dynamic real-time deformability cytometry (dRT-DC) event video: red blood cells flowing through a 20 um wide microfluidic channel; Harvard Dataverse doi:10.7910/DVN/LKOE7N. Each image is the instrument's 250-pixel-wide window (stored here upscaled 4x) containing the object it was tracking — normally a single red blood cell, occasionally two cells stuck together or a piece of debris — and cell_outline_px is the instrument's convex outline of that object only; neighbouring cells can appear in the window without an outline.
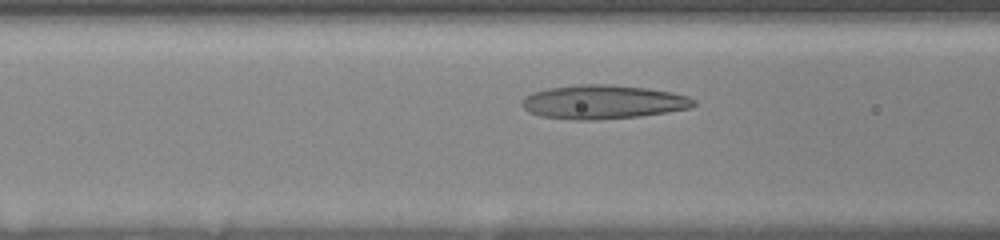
{"species": "human", "species_latin": "Homo sapiens", "temperature_condition": "room temperature", "stored_images_in_passage": 51, "camera_frame_rate_fps": 3000, "um_per_image_px": 0.085, "donor": {"sex": "female"}, "frame": {"image": 1, "passage_image": 10, "time_ms": 1.667, "image_size_px": [1000, 240], "cell_outline_px": [[696, 104], [692, 108], [668, 112], [640, 116], [596, 120], [572, 120], [540, 116], [528, 112], [520, 104], [520, 100], [524, 96], [532, 92], [548, 88], [576, 84], [608, 84], [648, 88], [672, 92], [688, 96], [696, 100]], "centroid_in_image_um": [51.24, 8.67], "position_along_channel_um": 115.4, "area_um2": 34.45}}
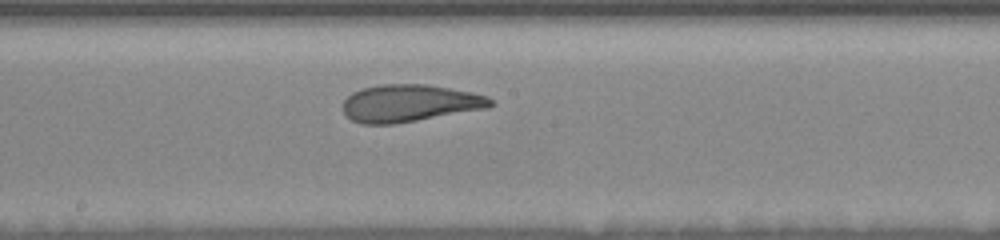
{"frame": {"image": 2, "passage_image": 34, "time_ms": 4.333, "image_size_px": [1000, 240], "cell_outline_px": [[496, 104], [488, 108], [392, 124], [360, 124], [352, 120], [344, 112], [344, 100], [352, 92], [364, 88], [380, 84], [428, 84], [472, 92], [488, 96]], "centroid_in_image_um": [34.84, 8.76], "position_along_channel_um": 213.4, "area_um2": 31.96}}
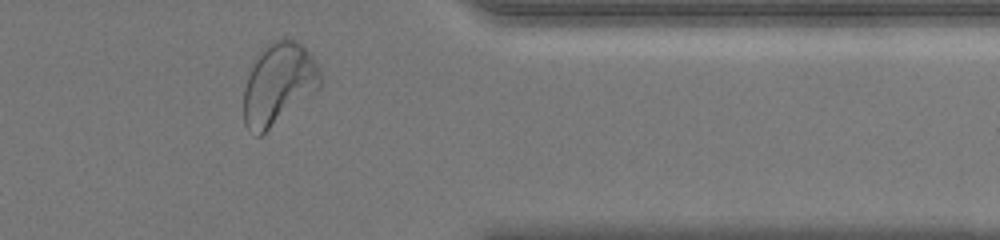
{"frame": {"image": 3, "passage_image": 47, "time_ms": 9.333, "image_size_px": [1000, 240], "cell_outline_px": [[324, 80], [320, 88], [260, 136], [256, 136], [244, 124], [244, 88], [248, 76], [260, 52], [272, 40], [284, 36], [296, 40], [308, 52], [316, 64]], "centroid_in_image_um": [23.69, 7.11], "position_along_channel_um": 387.7, "area_um2": 36.18}, "authors_computed_cell_mechanics": {"area_um2": 32.8304, "velocity_mm_per_s": 3.6896, "shape_relaxation_time_tau1_ms": 5.4356, "shape_relaxation_time_tau2_ms": 1.6161, "deformation_change_tau1": 0.2004, "deformation_change_tau2": 0.0843}}